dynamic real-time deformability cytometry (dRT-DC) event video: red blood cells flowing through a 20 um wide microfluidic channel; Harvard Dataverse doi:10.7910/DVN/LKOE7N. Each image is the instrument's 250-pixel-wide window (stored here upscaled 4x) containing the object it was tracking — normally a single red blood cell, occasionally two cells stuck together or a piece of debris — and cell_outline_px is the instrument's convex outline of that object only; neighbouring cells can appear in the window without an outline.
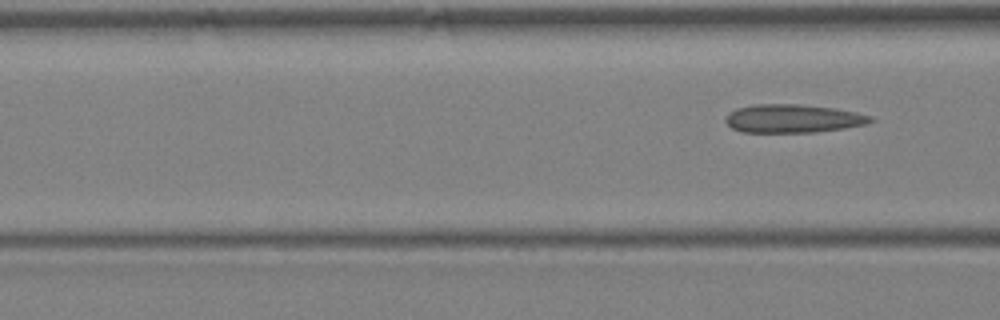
{"species": "Egyptian fruit bat (a non-hibernating species)", "species_latin": "Rousettus aegyptiacus", "temperature_condition": "warm", "stored_images_in_passage": 5, "segment_of_instrument_passage": [2, 2], "camera_frame_rate_fps": 3000, "um_per_image_px": 0.085, "animal": {"sex": "female"}, "frame": {"image": 1, "passage_image": 5, "time_ms": 5.0, "image_size_px": [1000, 320], "cell_outline_px": [[876, 120], [864, 124], [844, 128], [812, 132], [740, 132], [732, 128], [724, 120], [724, 116], [728, 112], [736, 108], [756, 104], [796, 104], [836, 108], [856, 112], [872, 116]], "centroid_in_image_um": [67.36, 10.07], "position_along_channel_um": 99.2, "area_um2": 24.04}}